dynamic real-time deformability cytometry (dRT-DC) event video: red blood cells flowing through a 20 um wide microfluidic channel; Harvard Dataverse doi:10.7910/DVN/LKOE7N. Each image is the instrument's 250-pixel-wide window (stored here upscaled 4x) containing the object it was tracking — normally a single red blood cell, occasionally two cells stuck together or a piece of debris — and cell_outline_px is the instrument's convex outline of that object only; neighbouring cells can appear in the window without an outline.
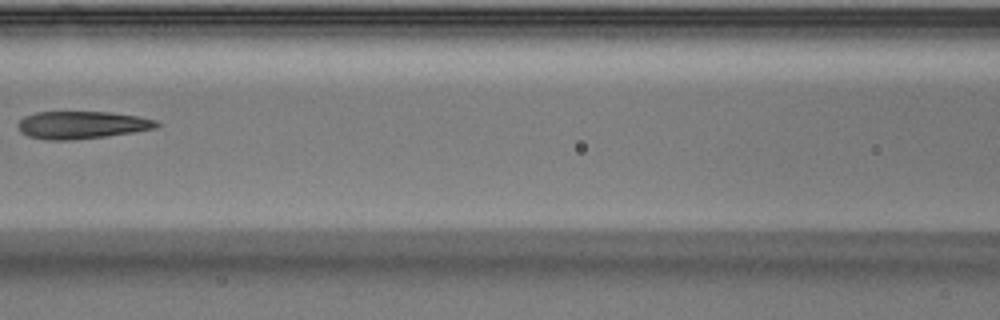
{"species": "Egyptian fruit bat (a non-hibernating species)", "species_latin": "Rousettus aegyptiacus", "temperature_condition": "warm", "stored_images_in_passage": 6, "camera_frame_rate_fps": 3000, "um_per_image_px": 0.085, "animal": {"sex": "male"}, "frame": {"image": 1, "passage_image": 6, "time_ms": 1.667, "image_size_px": [1000, 320], "cell_outline_px": [[160, 124], [156, 128], [132, 132], [104, 136], [72, 140], [44, 140], [28, 136], [20, 132], [16, 124], [24, 116], [36, 112], [108, 112], [136, 116], [156, 120]], "centroid_in_image_um": [6.89, 10.62], "position_along_channel_um": 159.7, "area_um2": 22.2}}